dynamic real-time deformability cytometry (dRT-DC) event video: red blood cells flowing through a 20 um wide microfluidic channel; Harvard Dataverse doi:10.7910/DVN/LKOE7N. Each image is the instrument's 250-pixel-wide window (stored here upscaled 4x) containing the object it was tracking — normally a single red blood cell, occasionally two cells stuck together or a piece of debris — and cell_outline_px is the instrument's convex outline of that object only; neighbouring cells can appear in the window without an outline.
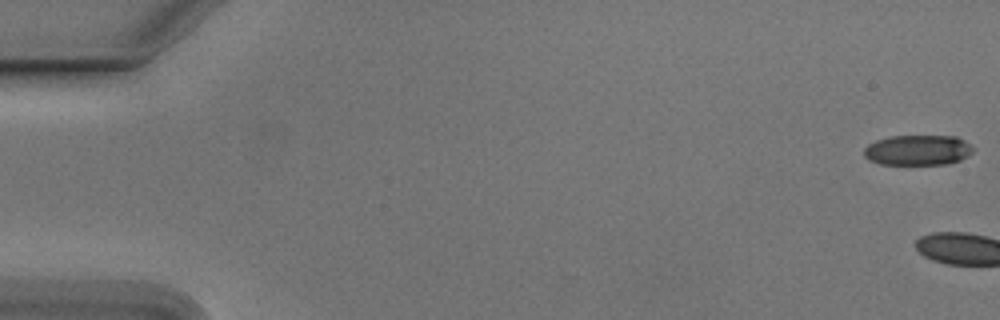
{"species": "Egyptian fruit bat (a non-hibernating species)", "species_latin": "Rousettus aegyptiacus", "temperature_condition": "cold", "stored_images_in_passage": 3, "camera_frame_rate_fps": 3000, "um_per_image_px": 0.085, "animal": {"sex": "male"}, "frame": {"image": 1, "passage_image": 1, "time_ms": 0.0, "image_size_px": [1000, 320], "cell_outline_px": [[976, 148], [968, 156], [960, 160], [948, 164], [880, 164], [868, 160], [864, 156], [864, 148], [868, 144], [876, 140], [892, 136], [956, 136], [964, 140]], "centroid_in_image_um": [78.03, 12.76], "position_along_channel_um": 7.0, "area_um2": 19.42}}